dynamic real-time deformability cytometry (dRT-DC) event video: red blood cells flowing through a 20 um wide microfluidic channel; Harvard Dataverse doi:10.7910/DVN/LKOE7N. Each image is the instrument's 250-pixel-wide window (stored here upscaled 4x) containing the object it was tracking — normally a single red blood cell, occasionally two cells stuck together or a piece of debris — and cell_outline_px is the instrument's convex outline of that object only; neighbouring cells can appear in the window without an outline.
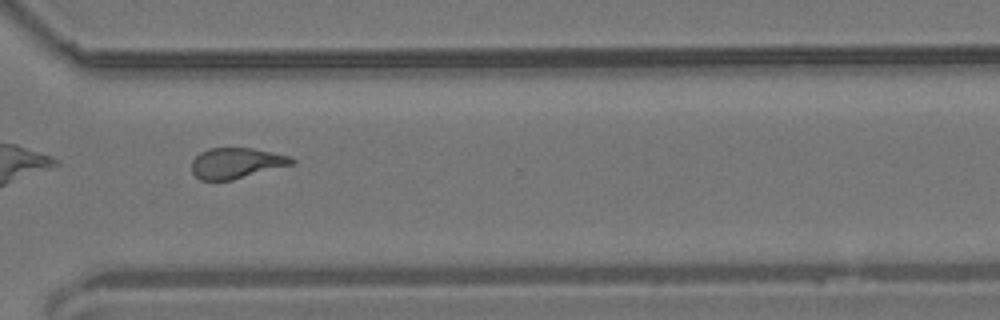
{"species": "common noctule bat (a hibernating species)", "species_latin": "Nyctalus noctula", "temperature_condition": "room temperature", "stored_images_in_passage": 11, "camera_frame_rate_fps": 3000, "um_per_image_px": 0.085, "animal": {"sex": "male", "body_mass_g": 19.2, "forearm_length_mm": 51.8}, "frame": {"image": 1, "passage_image": 10, "time_ms": 3.0, "image_size_px": [1000, 320], "cell_outline_px": [[296, 164], [232, 180], [200, 180], [192, 172], [192, 160], [200, 152], [208, 148], [252, 148], [292, 156], [296, 160]], "centroid_in_image_um": [20.13, 13.86], "position_along_channel_um": 350.5, "area_um2": 18.09}}